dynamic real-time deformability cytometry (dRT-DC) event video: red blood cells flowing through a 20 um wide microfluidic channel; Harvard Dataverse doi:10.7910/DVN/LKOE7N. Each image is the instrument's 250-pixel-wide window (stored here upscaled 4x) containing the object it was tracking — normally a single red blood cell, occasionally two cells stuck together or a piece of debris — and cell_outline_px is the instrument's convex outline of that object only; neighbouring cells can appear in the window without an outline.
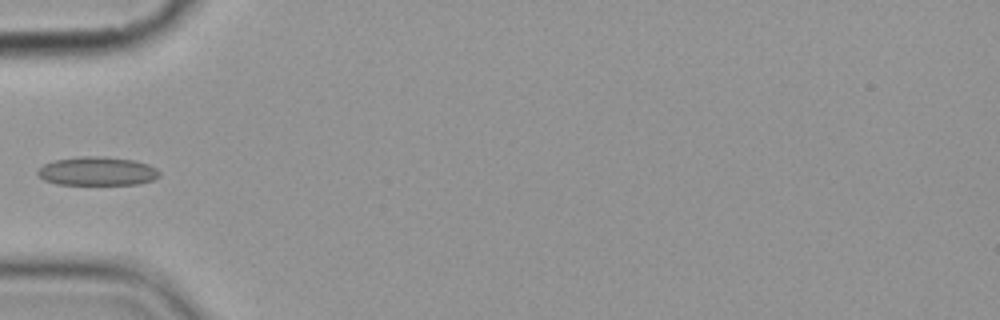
{"species": "common noctule bat (a hibernating species)", "species_latin": "Nyctalus noctula", "temperature_condition": "cold", "stored_images_in_passage": 5, "camera_frame_rate_fps": 3000, "um_per_image_px": 0.085, "animal": {"sex": "female", "body_mass_g": 19.9}, "frame": {"image": 1, "passage_image": 5, "time_ms": 5.667, "image_size_px": [1000, 320], "cell_outline_px": [[160, 176], [152, 180], [140, 184], [56, 184], [44, 180], [36, 172], [36, 168], [52, 160], [84, 156], [100, 156], [132, 160], [148, 164], [156, 168], [160, 172]], "centroid_in_image_um": [8.24, 14.55], "position_along_channel_um": 76.8, "area_um2": 20.4}}